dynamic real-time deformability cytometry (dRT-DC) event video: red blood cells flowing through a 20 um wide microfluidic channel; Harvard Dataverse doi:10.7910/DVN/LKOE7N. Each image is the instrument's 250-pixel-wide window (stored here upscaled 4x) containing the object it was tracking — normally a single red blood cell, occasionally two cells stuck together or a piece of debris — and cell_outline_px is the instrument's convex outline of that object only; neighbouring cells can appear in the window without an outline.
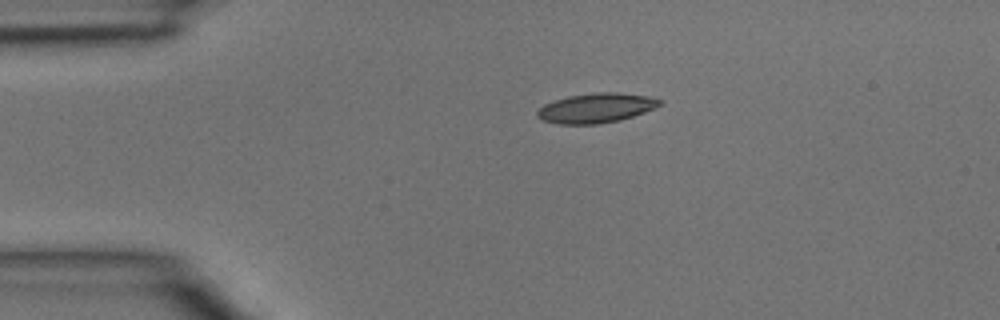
{"species": "common noctule bat (a hibernating species)", "species_latin": "Nyctalus noctula", "temperature_condition": "room temperature", "stored_images_in_passage": 2, "camera_frame_rate_fps": 3000, "um_per_image_px": 0.085, "animal": {"sex": "male", "body_mass_g": 15.6}, "frame": {"image": 1, "passage_image": 1, "time_ms": 0.0, "image_size_px": [1000, 320], "cell_outline_px": [[664, 104], [644, 112], [620, 120], [600, 124], [560, 124], [540, 120], [536, 116], [536, 112], [544, 104], [568, 96], [596, 92], [616, 92], [648, 96], [664, 100]], "centroid_in_image_um": [50.68, 9.18], "position_along_channel_um": 34.3, "area_um2": 21.27}}